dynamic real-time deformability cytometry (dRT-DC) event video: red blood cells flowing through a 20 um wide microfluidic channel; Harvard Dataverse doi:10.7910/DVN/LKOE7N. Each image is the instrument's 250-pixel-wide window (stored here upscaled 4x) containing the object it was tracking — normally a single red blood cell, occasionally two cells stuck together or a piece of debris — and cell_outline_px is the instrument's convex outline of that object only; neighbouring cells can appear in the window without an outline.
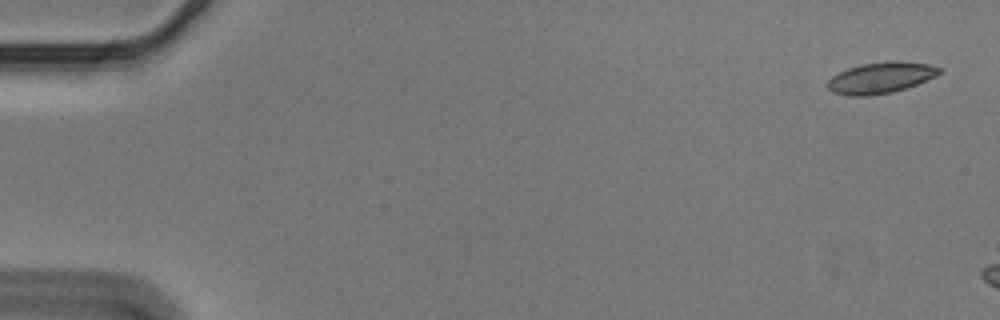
{"species": "Egyptian fruit bat (a non-hibernating species)", "species_latin": "Rousettus aegyptiacus", "temperature_condition": "cold", "stored_images_in_passage": 7, "camera_frame_rate_fps": 3000, "um_per_image_px": 0.085, "animal": {"sex": "male"}, "frame": {"image": 1, "passage_image": 1, "time_ms": 0.0, "image_size_px": [1000, 320], "cell_outline_px": [[940, 72], [936, 76], [916, 84], [892, 92], [868, 96], [848, 96], [832, 92], [828, 88], [828, 80], [832, 76], [848, 68], [860, 64], [892, 60], [896, 60], [932, 64], [940, 68]], "centroid_in_image_um": [74.85, 6.6], "position_along_channel_um": 10.1, "area_um2": 20.29}}